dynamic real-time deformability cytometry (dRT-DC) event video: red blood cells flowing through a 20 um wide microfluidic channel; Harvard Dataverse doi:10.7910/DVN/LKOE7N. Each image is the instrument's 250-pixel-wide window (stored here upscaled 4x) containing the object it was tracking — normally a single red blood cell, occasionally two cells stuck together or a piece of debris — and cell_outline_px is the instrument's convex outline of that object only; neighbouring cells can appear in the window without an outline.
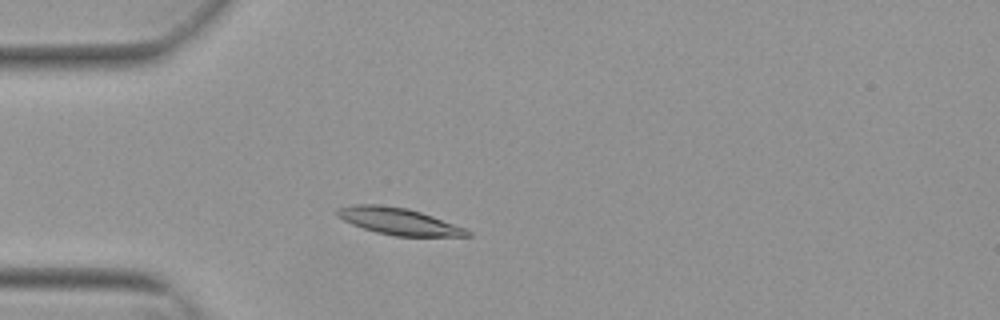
{"species": "Egyptian fruit bat (a non-hibernating species)", "species_latin": "Rousettus aegyptiacus", "temperature_condition": "warm", "stored_images_in_passage": 47, "camera_frame_rate_fps": 3000, "um_per_image_px": 0.085, "animal": {"sex": "female"}, "frame": {"image": 1, "passage_image": 9, "time_ms": 2.667, "image_size_px": [1000, 320], "cell_outline_px": [[472, 236], [396, 236], [376, 232], [352, 224], [336, 216], [336, 208], [352, 204], [376, 204], [408, 208], [432, 216], [464, 228], [472, 232]], "centroid_in_image_um": [33.84, 18.8], "position_along_channel_um": 51.2, "area_um2": 20.17}}
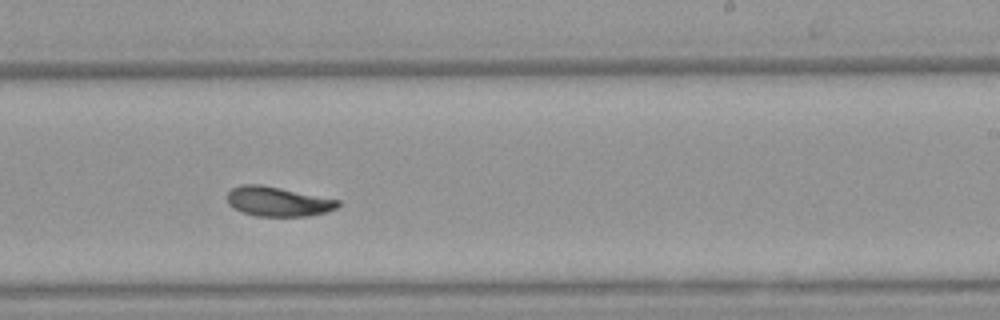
{"frame": {"image": 2, "passage_image": 27, "time_ms": 8.667, "image_size_px": [1000, 320], "cell_outline_px": [[340, 204], [336, 208], [328, 212], [308, 216], [256, 216], [244, 212], [228, 204], [228, 192], [232, 188], [240, 184], [260, 184], [340, 200]], "centroid_in_image_um": [23.64, 17.13], "position_along_channel_um": 265.4, "area_um2": 18.96}}
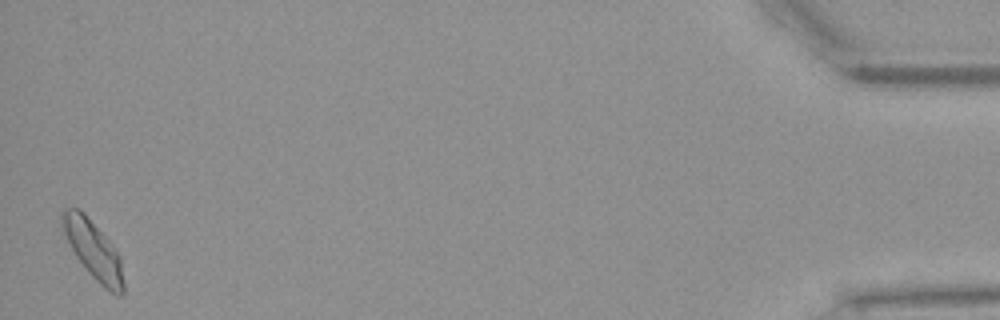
{"frame": {"image": 3, "passage_image": 47, "time_ms": 15.333, "image_size_px": [1000, 320], "cell_outline_px": [[124, 292], [120, 296], [116, 296], [108, 292], [88, 272], [76, 256], [64, 232], [60, 220], [60, 212], [64, 208], [80, 208], [84, 212], [116, 248], [120, 256], [124, 284]], "centroid_in_image_um": [7.95, 21.24], "position_along_channel_um": 427.2, "area_um2": 20.92}, "authors_computed_cell_mechanics": {"area_um2": 19.363, "velocity_mm_per_s": 3.7883, "shape_relaxation_time_tau1_ms": 4.0254, "shape_relaxation_time_tau2_ms": 4.5541, "deformation_change_tau1": 0.1395, "deformation_change_tau2": 0.1052}}